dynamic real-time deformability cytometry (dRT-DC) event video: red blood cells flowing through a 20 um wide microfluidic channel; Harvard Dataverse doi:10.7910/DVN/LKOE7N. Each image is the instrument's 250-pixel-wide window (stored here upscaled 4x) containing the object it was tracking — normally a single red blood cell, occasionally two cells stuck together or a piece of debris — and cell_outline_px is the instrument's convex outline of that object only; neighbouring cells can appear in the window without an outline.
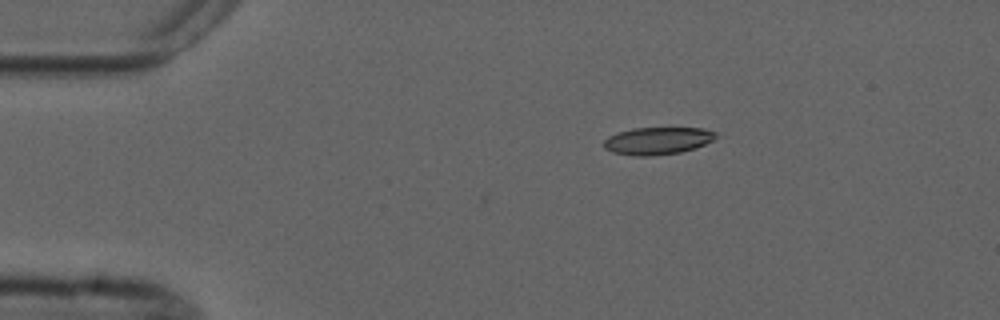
{"species": "common noctule bat (a hibernating species)", "species_latin": "Nyctalus noctula", "temperature_condition": "cold", "stored_images_in_passage": 6, "camera_frame_rate_fps": 3000, "um_per_image_px": 0.085, "animal": {"sex": "male", "forearm_length_mm": 52.5}, "frame": {"image": 1, "passage_image": 2, "time_ms": 1.333, "image_size_px": [1000, 320], "cell_outline_px": [[724, 136], [704, 144], [680, 152], [652, 156], [636, 156], [612, 152], [604, 148], [604, 140], [608, 136], [616, 132], [632, 128], [704, 128], [716, 132]], "centroid_in_image_um": [55.92, 11.95], "position_along_channel_um": 29.1, "area_um2": 18.09}}
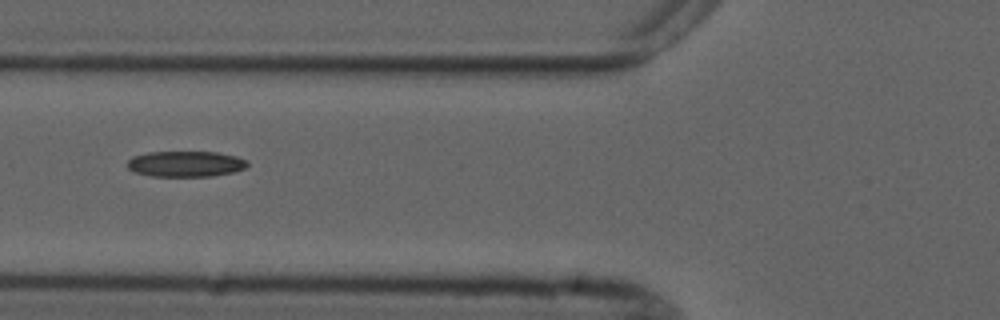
{"frame": {"image": 2, "passage_image": 5, "time_ms": 5.0, "image_size_px": [1000, 320], "cell_outline_px": [[248, 164], [244, 168], [232, 172], [212, 176], [152, 176], [136, 172], [128, 168], [128, 160], [132, 156], [148, 152], [216, 152], [236, 156], [248, 160]], "centroid_in_image_um": [15.78, 13.92], "position_along_channel_um": 110.0, "area_um2": 17.92}}
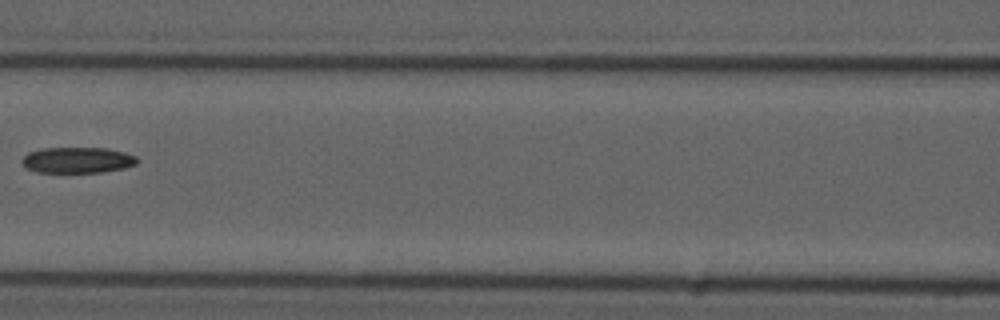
{"frame": {"image": 3, "passage_image": 6, "time_ms": 6.333, "image_size_px": [1000, 320], "cell_outline_px": [[140, 160], [136, 164], [124, 168], [104, 172], [36, 172], [28, 168], [20, 160], [28, 152], [44, 148], [104, 148], [124, 152], [136, 156]], "centroid_in_image_um": [6.61, 13.61], "position_along_channel_um": 160.0, "area_um2": 17.34}}